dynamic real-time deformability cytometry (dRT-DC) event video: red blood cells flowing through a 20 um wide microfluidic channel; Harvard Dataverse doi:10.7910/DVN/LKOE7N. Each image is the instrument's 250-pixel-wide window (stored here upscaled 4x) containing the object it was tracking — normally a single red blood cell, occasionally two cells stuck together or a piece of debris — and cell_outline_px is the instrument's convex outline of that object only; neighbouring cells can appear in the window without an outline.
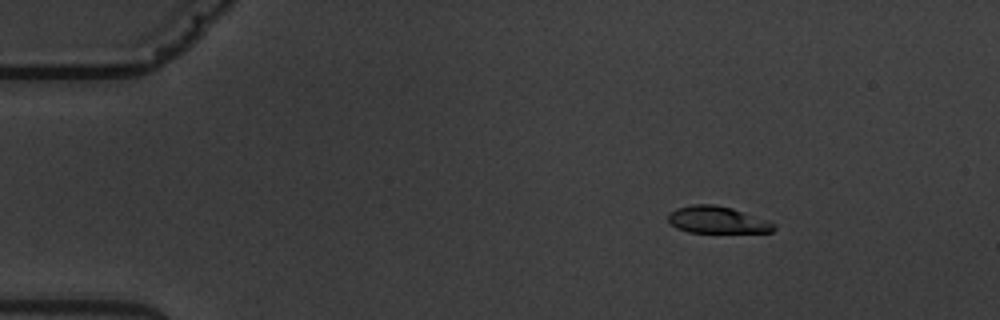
{"species": "common noctule bat (a hibernating species)", "species_latin": "Nyctalus noctula", "temperature_condition": "warm", "stored_images_in_passage": 9, "camera_frame_rate_fps": 3000, "um_per_image_px": 0.085, "animal": {"sex": "male", "body_mass_g": 19.5, "forearm_length_mm": 54.6}, "frame": {"image": 1, "passage_image": 2, "time_ms": 1.333, "image_size_px": [1000, 320], "cell_outline_px": [[776, 228], [772, 232], [688, 232], [676, 228], [668, 224], [668, 212], [676, 208], [692, 204], [712, 204], [732, 208], [768, 220], [776, 224]], "centroid_in_image_um": [60.93, 18.69], "position_along_channel_um": 24.1, "area_um2": 16.76}}
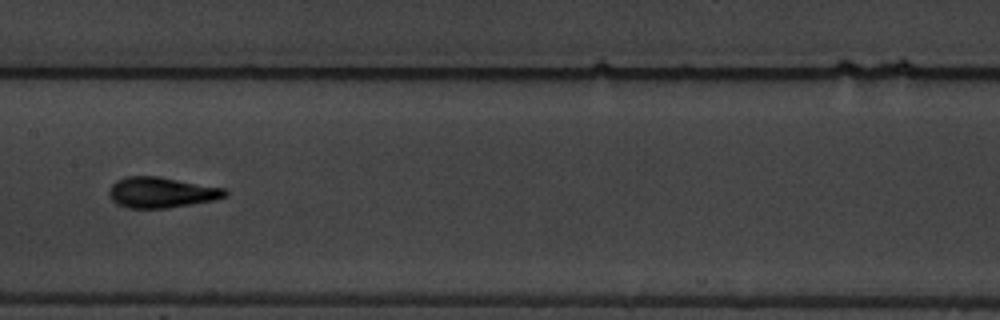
{"frame": {"image": 2, "passage_image": 8, "time_ms": 8.333, "image_size_px": [1000, 320], "cell_outline_px": [[228, 196], [216, 200], [168, 208], [128, 208], [116, 204], [112, 200], [108, 192], [108, 188], [116, 180], [124, 176], [160, 176], [224, 188], [228, 192]], "centroid_in_image_um": [13.71, 16.35], "position_along_channel_um": 193.7, "area_um2": 21.04}}
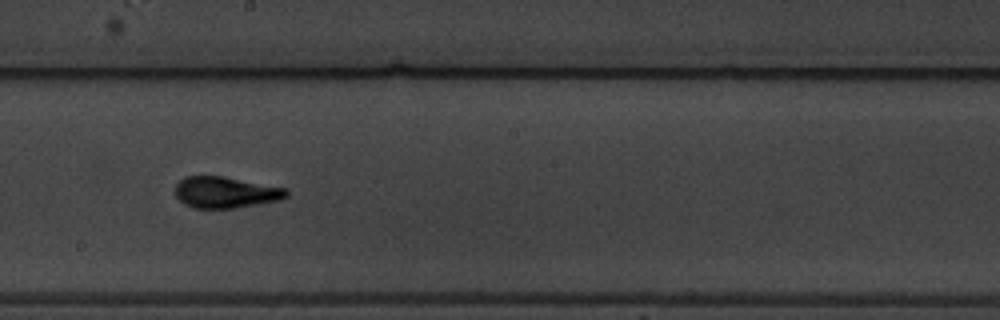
{"frame": {"image": 3, "passage_image": 9, "time_ms": 9.333, "image_size_px": [1000, 320], "cell_outline_px": [[288, 196], [280, 200], [232, 208], [192, 208], [184, 204], [176, 196], [176, 184], [184, 176], [224, 176], [288, 188]], "centroid_in_image_um": [19.18, 16.34], "position_along_channel_um": 229.0, "area_um2": 20.35}}